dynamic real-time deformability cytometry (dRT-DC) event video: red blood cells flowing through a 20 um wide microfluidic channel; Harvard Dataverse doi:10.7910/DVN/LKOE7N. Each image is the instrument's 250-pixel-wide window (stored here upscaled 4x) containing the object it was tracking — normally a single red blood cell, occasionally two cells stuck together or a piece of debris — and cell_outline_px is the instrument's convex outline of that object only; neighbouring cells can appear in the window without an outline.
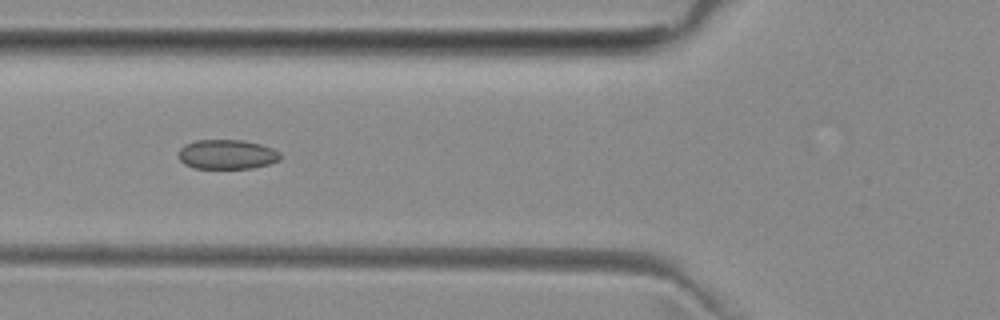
{"species": "common noctule bat (a hibernating species)", "species_latin": "Nyctalus noctula", "temperature_condition": "room temperature", "stored_images_in_passage": 7, "camera_frame_rate_fps": 3000, "um_per_image_px": 0.085, "animal": {"sex": "female", "body_mass_g": 29.2, "forearm_length_mm": 56.3}, "frame": {"image": 1, "passage_image": 6, "time_ms": 6.0, "image_size_px": [1000, 320], "cell_outline_px": [[280, 160], [268, 164], [252, 168], [192, 168], [184, 164], [180, 160], [180, 148], [184, 144], [196, 140], [244, 140], [260, 144], [272, 148], [280, 152]], "centroid_in_image_um": [19.29, 13.12], "position_along_channel_um": 106.5, "area_um2": 17.51}}
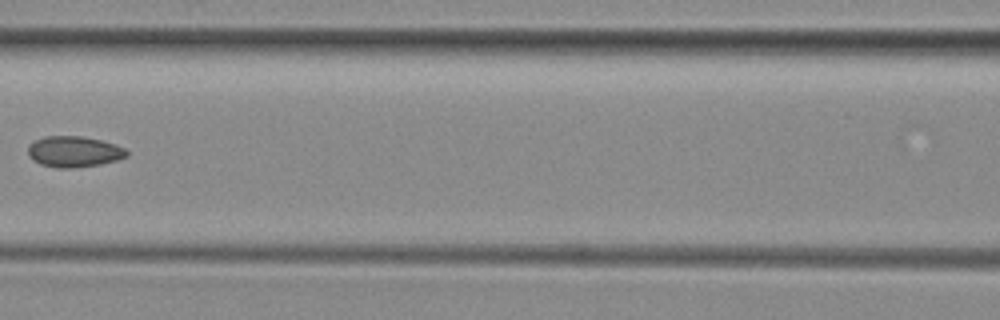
{"frame": {"image": 2, "passage_image": 7, "time_ms": 7.333, "image_size_px": [1000, 320], "cell_outline_px": [[128, 156], [116, 160], [100, 164], [76, 168], [56, 168], [40, 164], [32, 160], [28, 156], [28, 144], [44, 136], [84, 136], [116, 144], [124, 148], [128, 152]], "centroid_in_image_um": [6.27, 12.89], "position_along_channel_um": 160.3, "area_um2": 17.98}}